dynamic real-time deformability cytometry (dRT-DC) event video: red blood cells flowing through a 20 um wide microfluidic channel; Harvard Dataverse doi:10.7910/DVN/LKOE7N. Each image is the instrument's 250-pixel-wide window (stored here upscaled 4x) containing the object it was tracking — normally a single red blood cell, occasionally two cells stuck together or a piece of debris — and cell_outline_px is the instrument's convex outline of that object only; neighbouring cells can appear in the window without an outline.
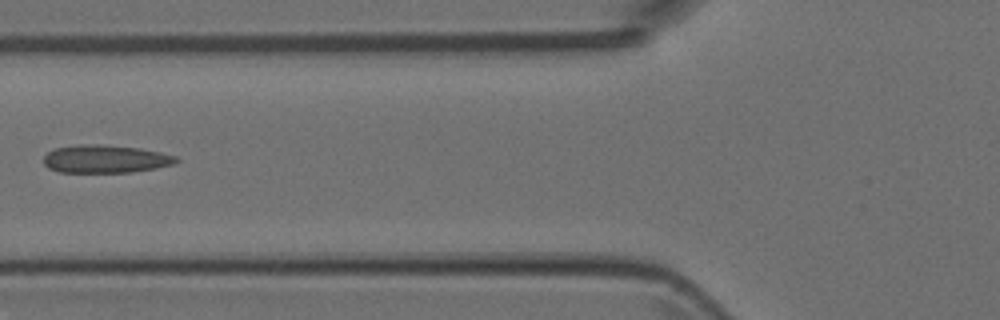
{"species": "Egyptian fruit bat (a non-hibernating species)", "species_latin": "Rousettus aegyptiacus", "temperature_condition": "room temperature", "stored_images_in_passage": 6, "camera_frame_rate_fps": 3000, "um_per_image_px": 0.085, "animal": {"sex": "female"}, "frame": {"image": 1, "passage_image": 5, "time_ms": 1.333, "image_size_px": [1000, 320], "cell_outline_px": [[180, 160], [172, 164], [156, 168], [132, 172], [60, 172], [48, 168], [44, 164], [44, 156], [48, 152], [56, 148], [80, 144], [100, 144], [140, 148], [160, 152], [176, 156]], "centroid_in_image_um": [8.96, 13.51], "position_along_channel_um": 116.8, "area_um2": 21.56}}
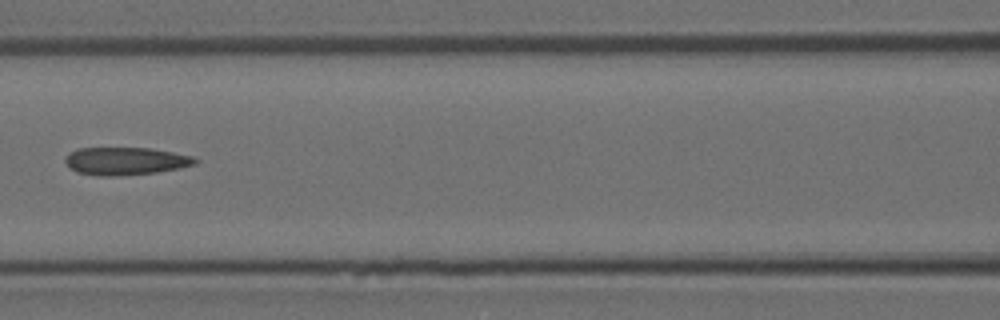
{"frame": {"image": 2, "passage_image": 6, "time_ms": 1.667, "image_size_px": [1000, 320], "cell_outline_px": [[200, 160], [196, 164], [180, 168], [156, 172], [116, 176], [100, 176], [76, 172], [64, 160], [72, 152], [80, 148], [152, 148], [192, 156]], "centroid_in_image_um": [10.73, 13.69], "position_along_channel_um": 155.9, "area_um2": 20.81}}